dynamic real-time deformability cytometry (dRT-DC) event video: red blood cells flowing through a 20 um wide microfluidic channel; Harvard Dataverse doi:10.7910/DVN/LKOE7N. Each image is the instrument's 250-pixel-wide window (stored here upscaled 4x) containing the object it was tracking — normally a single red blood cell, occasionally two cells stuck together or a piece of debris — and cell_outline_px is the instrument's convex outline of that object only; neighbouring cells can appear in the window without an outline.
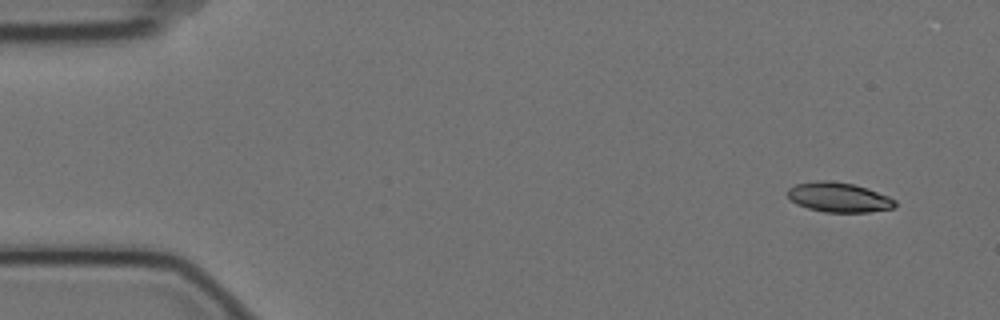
{"species": "Egyptian fruit bat (a non-hibernating species)", "species_latin": "Rousettus aegyptiacus", "temperature_condition": "cold", "stored_images_in_passage": 6, "camera_frame_rate_fps": 3000, "um_per_image_px": 0.085, "animal": {"sex": "female"}, "frame": {"image": 1, "passage_image": 1, "time_ms": 0.0, "image_size_px": [1000, 320], "cell_outline_px": [[896, 204], [892, 208], [868, 212], [824, 212], [808, 208], [796, 204], [788, 196], [788, 188], [796, 184], [816, 180], [828, 180], [852, 184], [868, 188], [888, 196], [896, 200]], "centroid_in_image_um": [71.28, 16.76], "position_along_channel_um": 13.7, "area_um2": 18.55}}
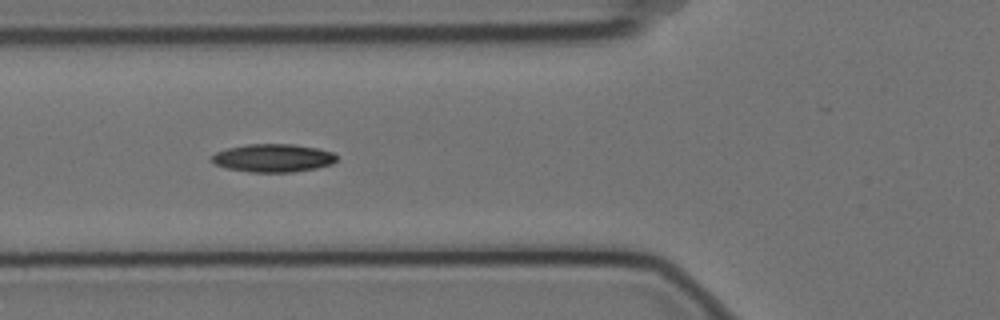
{"frame": {"image": 2, "passage_image": 5, "time_ms": 1.333, "image_size_px": [1000, 320], "cell_outline_px": [[336, 160], [332, 164], [316, 168], [292, 172], [248, 172], [228, 168], [216, 164], [212, 160], [212, 156], [216, 152], [228, 148], [248, 144], [292, 144], [320, 148], [336, 152]], "centroid_in_image_um": [23.27, 13.42], "position_along_channel_um": 102.5, "area_um2": 20.46}}
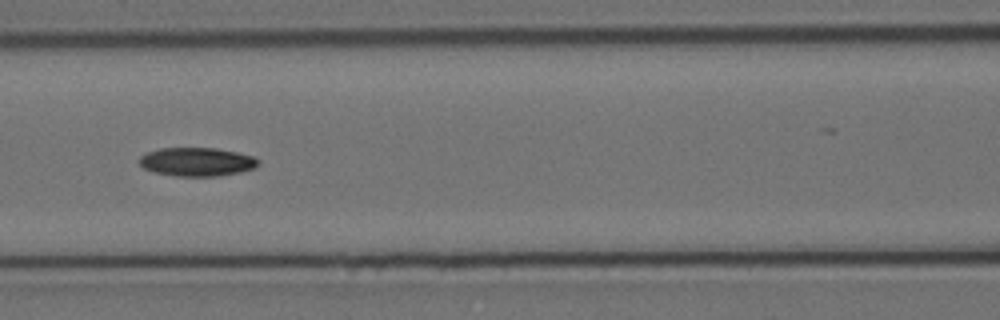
{"frame": {"image": 3, "passage_image": 6, "time_ms": 1.667, "image_size_px": [1000, 320], "cell_outline_px": [[260, 164], [256, 168], [240, 172], [220, 176], [176, 176], [152, 172], [144, 168], [136, 160], [140, 156], [148, 152], [160, 148], [216, 148], [236, 152], [252, 156], [260, 160]], "centroid_in_image_um": [16.73, 13.76], "position_along_channel_um": 149.9, "area_um2": 20.06}}